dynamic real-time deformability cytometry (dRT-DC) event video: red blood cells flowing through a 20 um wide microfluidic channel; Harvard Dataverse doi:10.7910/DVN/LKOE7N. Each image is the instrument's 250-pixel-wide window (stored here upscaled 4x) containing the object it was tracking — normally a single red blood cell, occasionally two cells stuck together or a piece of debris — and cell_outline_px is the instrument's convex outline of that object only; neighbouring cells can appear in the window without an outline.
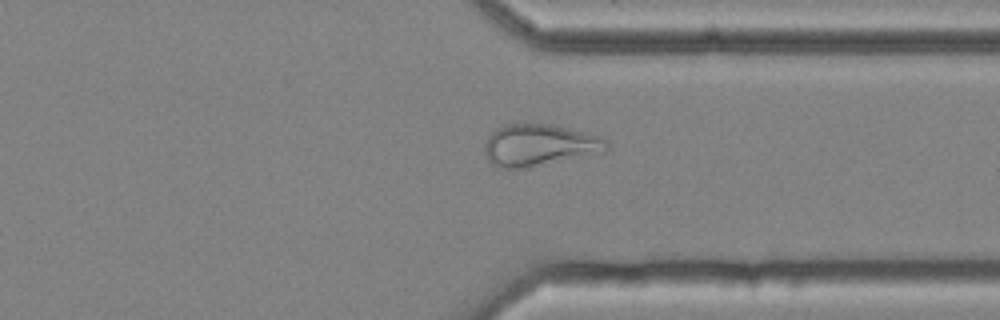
{"species": "common noctule bat (a hibernating species)", "species_latin": "Nyctalus noctula", "temperature_condition": "cold", "stored_images_in_passage": 43, "camera_frame_rate_fps": 3000, "um_per_image_px": 0.085, "animal": {"sex": "female", "body_mass_g": 25.1}, "frame": {"image": 1, "passage_image": 30, "time_ms": 9.667, "image_size_px": [1000, 320], "cell_outline_px": [[608, 148], [604, 152], [524, 168], [500, 168], [492, 164], [488, 160], [484, 152], [484, 144], [488, 136], [496, 128], [504, 124], [548, 124], [584, 132], [600, 136], [608, 140]], "centroid_in_image_um": [45.81, 12.33], "position_along_channel_um": 365.6, "area_um2": 29.59}}
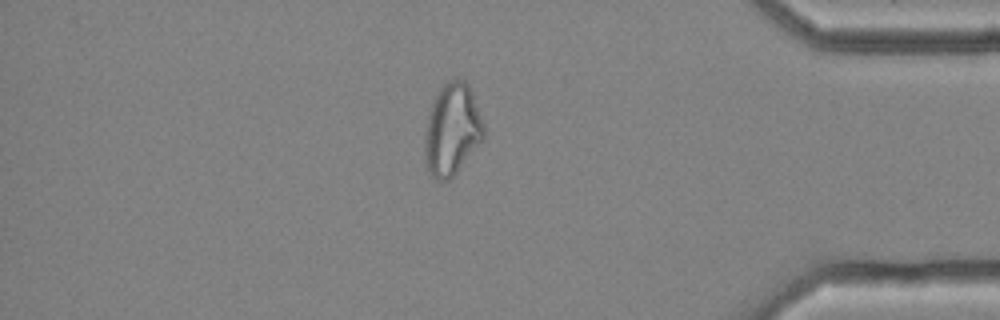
{"frame": {"image": 2, "passage_image": 35, "time_ms": 11.333, "image_size_px": [1000, 320], "cell_outline_px": [[484, 136], [456, 172], [448, 180], [436, 180], [432, 176], [428, 168], [424, 148], [424, 140], [428, 116], [432, 104], [440, 88], [448, 80], [456, 76], [464, 80], [468, 84], [484, 124]], "centroid_in_image_um": [38.41, 10.97], "position_along_channel_um": 396.8, "area_um2": 30.92}, "authors_computed_cell_mechanics": {"area_um2": 29.5936, "velocity_mm_per_s": 3.5653, "shape_relaxation_time_tau1_ms": null, "shape_relaxation_time_tau2_ms": 2.3843, "deformation_change_tau1": null, "deformation_change_tau2": 0.103}}